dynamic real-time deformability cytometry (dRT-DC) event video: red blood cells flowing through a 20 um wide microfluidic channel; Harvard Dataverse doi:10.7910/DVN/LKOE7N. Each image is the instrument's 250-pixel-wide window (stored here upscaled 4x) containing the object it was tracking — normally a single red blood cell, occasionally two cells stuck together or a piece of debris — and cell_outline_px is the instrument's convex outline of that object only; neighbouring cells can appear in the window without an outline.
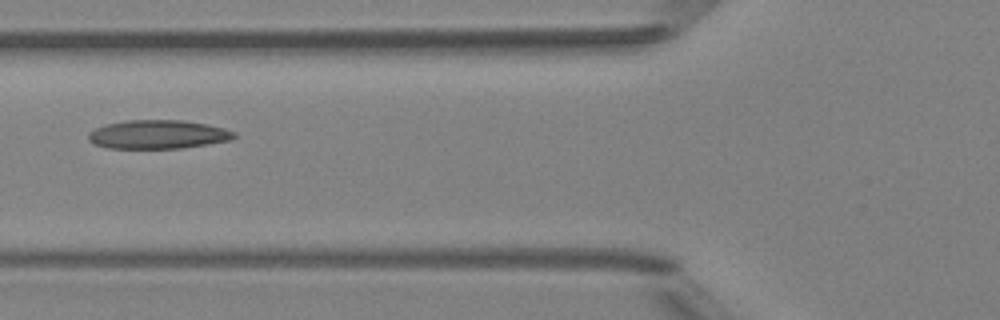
{"species": "Egyptian fruit bat (a non-hibernating species)", "species_latin": "Rousettus aegyptiacus", "temperature_condition": "room temperature", "stored_images_in_passage": 2, "camera_frame_rate_fps": 3000, "um_per_image_px": 0.085, "animal": {"sex": "female"}, "frame": {"image": 1, "passage_image": 2, "time_ms": 1.0, "image_size_px": [1000, 320], "cell_outline_px": [[236, 136], [232, 140], [184, 148], [108, 148], [92, 144], [88, 140], [88, 132], [104, 124], [128, 120], [184, 120], [208, 124], [224, 128], [236, 132]], "centroid_in_image_um": [13.43, 11.42], "position_along_channel_um": 112.4, "area_um2": 24.68}}